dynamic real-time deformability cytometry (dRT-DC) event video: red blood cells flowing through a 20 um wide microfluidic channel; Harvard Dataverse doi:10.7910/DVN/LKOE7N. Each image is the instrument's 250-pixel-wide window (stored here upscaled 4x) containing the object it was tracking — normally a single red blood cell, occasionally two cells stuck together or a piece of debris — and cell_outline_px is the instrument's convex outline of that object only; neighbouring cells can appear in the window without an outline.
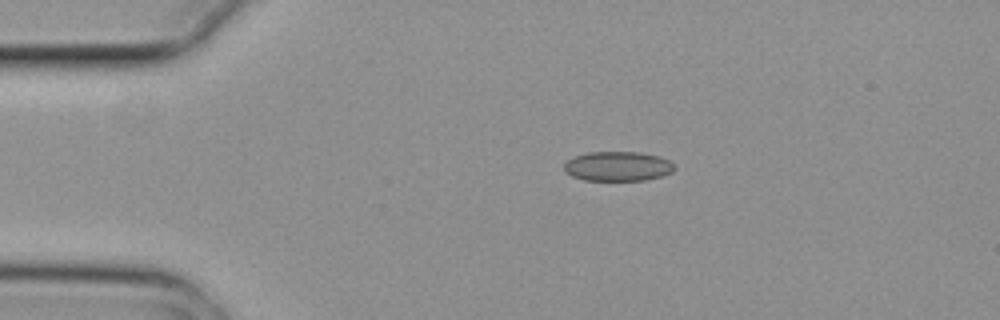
{"species": "common noctule bat (a hibernating species)", "species_latin": "Nyctalus noctula", "temperature_condition": "cold", "stored_images_in_passage": 2, "camera_frame_rate_fps": 3000, "um_per_image_px": 0.085, "animal": {"sex": "female", "body_mass_g": 29.2, "forearm_length_mm": 56.3}, "frame": {"image": 1, "passage_image": 2, "time_ms": 0.333, "image_size_px": [1000, 320], "cell_outline_px": [[676, 168], [672, 172], [664, 176], [644, 180], [584, 180], [572, 176], [564, 168], [564, 164], [568, 160], [576, 156], [588, 152], [640, 152], [660, 156], [668, 160]], "centroid_in_image_um": [52.55, 14.13], "position_along_channel_um": 32.4, "area_um2": 18.96}}